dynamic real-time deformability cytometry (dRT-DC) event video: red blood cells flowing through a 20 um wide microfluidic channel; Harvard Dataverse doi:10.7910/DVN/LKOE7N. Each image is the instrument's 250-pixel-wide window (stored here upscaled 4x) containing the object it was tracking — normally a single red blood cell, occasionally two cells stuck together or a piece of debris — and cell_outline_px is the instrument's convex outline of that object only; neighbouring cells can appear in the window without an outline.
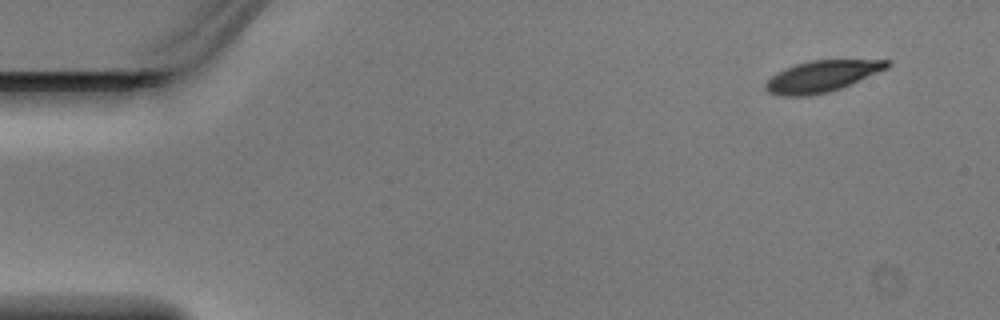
{"species": "Egyptian fruit bat (a non-hibernating species)", "species_latin": "Rousettus aegyptiacus", "temperature_condition": "warm", "stored_images_in_passage": 3, "camera_frame_rate_fps": 3000, "um_per_image_px": 0.085, "animal": {"sex": "male"}, "frame": {"image": 1, "passage_image": 1, "time_ms": 0.0, "image_size_px": [1000, 320], "cell_outline_px": [[892, 64], [888, 68], [840, 88], [828, 92], [808, 96], [780, 96], [768, 92], [764, 88], [764, 84], [772, 76], [796, 64], [812, 60], [888, 60]], "centroid_in_image_um": [69.86, 6.49], "position_along_channel_um": 15.1, "area_um2": 21.85}}
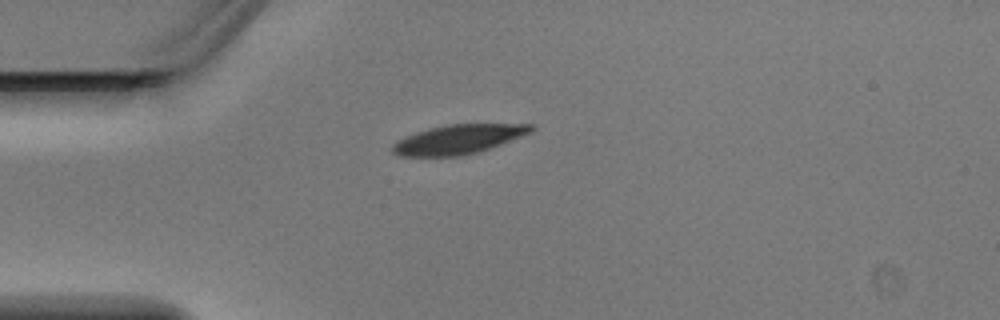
{"frame": {"image": 2, "passage_image": 3, "time_ms": 0.667, "image_size_px": [1000, 320], "cell_outline_px": [[536, 128], [532, 132], [500, 144], [476, 152], [460, 156], [400, 156], [392, 152], [392, 144], [396, 140], [416, 132], [428, 128], [448, 124], [536, 124]], "centroid_in_image_um": [38.95, 11.83], "position_along_channel_um": 46.1, "area_um2": 23.58}}